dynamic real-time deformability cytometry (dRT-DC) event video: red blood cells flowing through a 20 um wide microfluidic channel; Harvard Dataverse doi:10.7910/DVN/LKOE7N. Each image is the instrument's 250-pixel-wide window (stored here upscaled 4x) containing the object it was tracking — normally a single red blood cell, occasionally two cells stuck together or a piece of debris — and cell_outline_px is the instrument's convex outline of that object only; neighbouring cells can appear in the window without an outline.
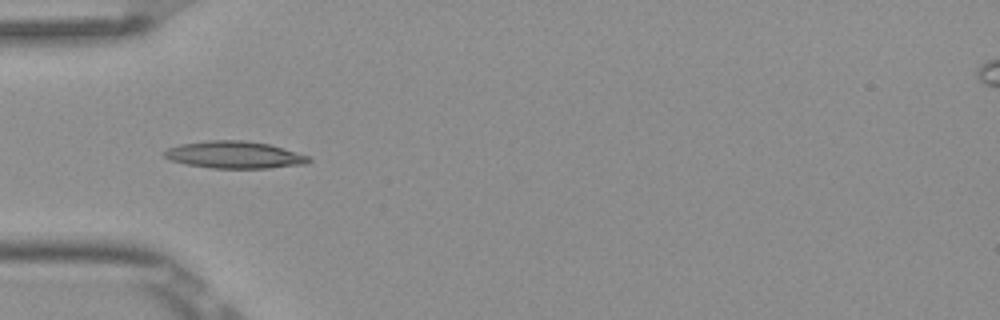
{"species": "Egyptian fruit bat (a non-hibernating species)", "species_latin": "Rousettus aegyptiacus", "temperature_condition": "room temperature", "stored_images_in_passage": 5, "camera_frame_rate_fps": 3000, "um_per_image_px": 0.085, "frame": {"image": 1, "passage_image": 2, "time_ms": 0.333, "image_size_px": [1000, 320], "cell_outline_px": [[312, 160], [304, 164], [268, 168], [212, 168], [184, 164], [168, 160], [164, 156], [164, 152], [168, 148], [180, 144], [208, 140], [240, 140], [268, 144], [296, 152], [308, 156]], "centroid_in_image_um": [19.88, 13.16], "position_along_channel_um": 65.1, "area_um2": 22.72}}
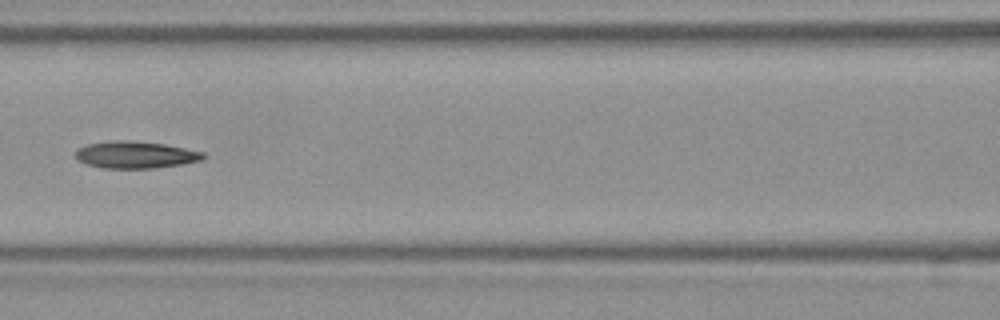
{"frame": {"image": 2, "passage_image": 4, "time_ms": 1.0, "image_size_px": [1000, 320], "cell_outline_px": [[204, 156], [200, 160], [180, 164], [156, 168], [104, 168], [88, 164], [76, 160], [76, 148], [88, 144], [112, 140], [128, 140], [164, 144], [204, 152]], "centroid_in_image_um": [11.47, 13.15], "position_along_channel_um": 155.1, "area_um2": 19.94}}
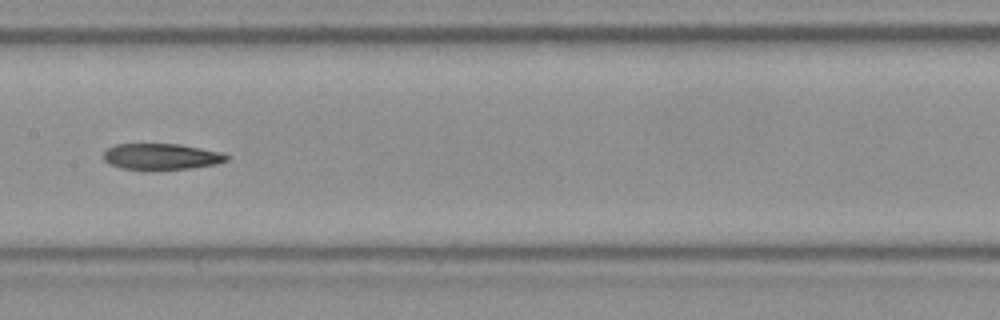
{"frame": {"image": 3, "passage_image": 5, "time_ms": 1.333, "image_size_px": [1000, 320], "cell_outline_px": [[232, 156], [228, 160], [216, 164], [188, 168], [120, 168], [108, 164], [104, 160], [104, 152], [108, 148], [116, 144], [180, 144], [224, 152]], "centroid_in_image_um": [13.77, 13.28], "position_along_channel_um": 193.6, "area_um2": 18.5}}